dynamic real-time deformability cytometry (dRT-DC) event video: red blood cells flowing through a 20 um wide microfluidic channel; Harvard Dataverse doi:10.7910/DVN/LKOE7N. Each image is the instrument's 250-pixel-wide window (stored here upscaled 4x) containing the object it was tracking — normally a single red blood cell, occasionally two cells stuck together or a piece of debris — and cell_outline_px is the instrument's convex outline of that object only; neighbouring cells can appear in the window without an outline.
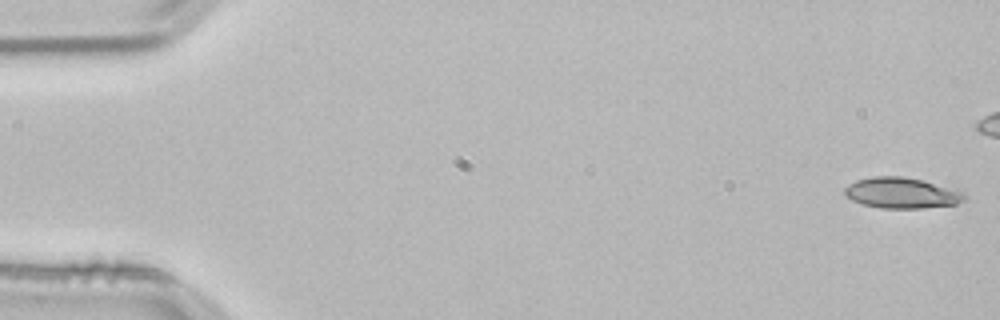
{"species": "common noctule bat (a hibernating species)", "species_latin": "Nyctalus noctula", "temperature_condition": "room temperature", "stored_images_in_passage": 45, "camera_frame_rate_fps": 3000, "um_per_image_px": 0.085, "animal": {"sex": "male", "body_mass_g": 21.5, "forearm_length_mm": 52.0}, "frame": {"image": 1, "passage_image": 1, "time_ms": 0.0, "image_size_px": [1000, 320], "cell_outline_px": [[968, 196], [964, 200], [956, 204], [924, 208], [880, 208], [864, 204], [852, 200], [844, 196], [844, 188], [848, 184], [856, 180], [872, 176], [900, 176], [960, 188]], "centroid_in_image_um": [76.69, 16.39], "position_along_channel_um": 8.3, "area_um2": 21.85}}
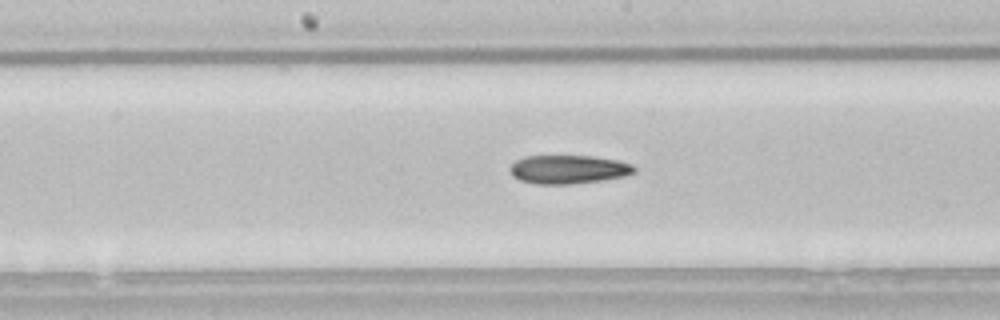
{"frame": {"image": 2, "passage_image": 27, "time_ms": 8.667, "image_size_px": [1000, 320], "cell_outline_px": [[636, 172], [624, 176], [600, 180], [572, 184], [536, 184], [520, 180], [512, 176], [508, 168], [516, 160], [524, 156], [592, 156], [616, 160], [632, 164], [636, 168]], "centroid_in_image_um": [48.28, 14.4], "position_along_channel_um": 199.9, "area_um2": 20.75}}
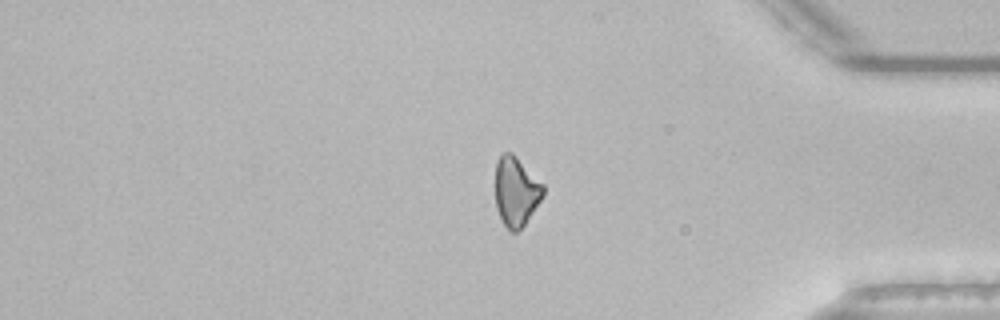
{"frame": {"image": 3, "passage_image": 44, "time_ms": 14.333, "image_size_px": [1000, 320], "cell_outline_px": [[544, 196], [524, 224], [516, 232], [512, 232], [500, 220], [496, 208], [496, 160], [504, 152], [512, 152], [544, 184]], "centroid_in_image_um": [43.87, 16.26], "position_along_channel_um": 391.3, "area_um2": 19.36}}